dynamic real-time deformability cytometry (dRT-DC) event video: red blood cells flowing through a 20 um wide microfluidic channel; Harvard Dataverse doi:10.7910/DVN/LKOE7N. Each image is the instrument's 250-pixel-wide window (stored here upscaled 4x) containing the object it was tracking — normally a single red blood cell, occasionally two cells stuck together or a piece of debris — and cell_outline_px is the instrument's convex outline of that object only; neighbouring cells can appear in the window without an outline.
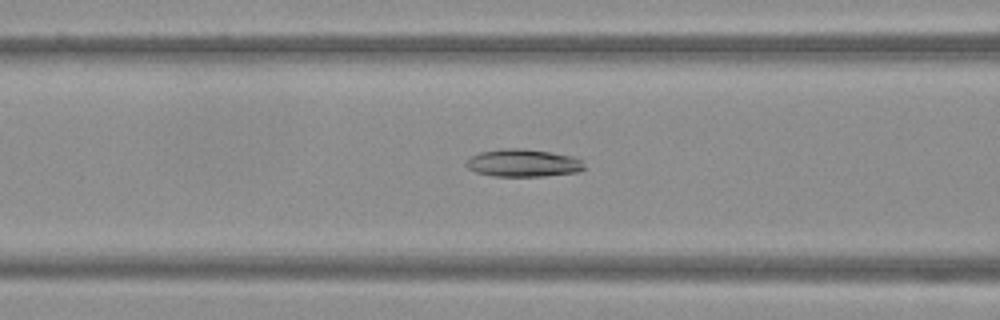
{"species": "Egyptian fruit bat (a non-hibernating species)", "species_latin": "Rousettus aegyptiacus", "temperature_condition": "warm", "stored_images_in_passage": 51, "camera_frame_rate_fps": 3000, "um_per_image_px": 0.085, "frame": {"image": 1, "passage_image": 21, "time_ms": 6.667, "image_size_px": [1000, 320], "cell_outline_px": [[584, 168], [580, 172], [544, 176], [492, 176], [476, 172], [468, 168], [464, 164], [468, 156], [480, 152], [500, 148], [520, 148], [548, 152], [572, 156], [584, 160]], "centroid_in_image_um": [44.44, 13.85], "position_along_channel_um": 122.2, "area_um2": 19.25}}
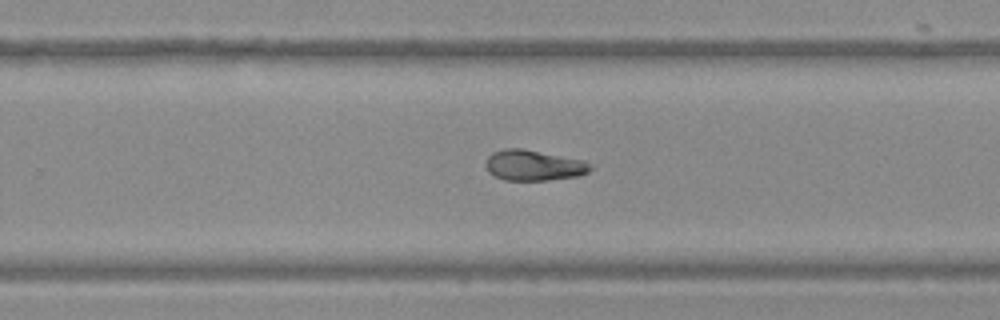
{"frame": {"image": 2, "passage_image": 33, "time_ms": 10.667, "image_size_px": [1000, 320], "cell_outline_px": [[592, 168], [588, 172], [580, 176], [548, 180], [504, 180], [488, 172], [484, 164], [488, 156], [492, 152], [504, 148], [520, 148], [584, 160], [592, 164]], "centroid_in_image_um": [45.36, 14.05], "position_along_channel_um": 284.4, "area_um2": 18.79}}
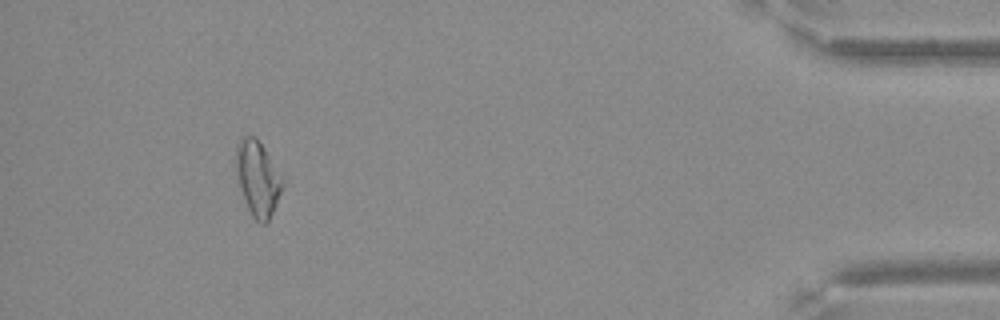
{"frame": {"image": 3, "passage_image": 47, "time_ms": 15.333, "image_size_px": [1000, 320], "cell_outline_px": [[288, 180], [268, 220], [264, 224], [260, 224], [252, 216], [244, 200], [240, 188], [236, 168], [236, 144], [244, 136], [256, 136]], "centroid_in_image_um": [21.97, 15.14], "position_along_channel_um": 413.2, "area_um2": 20.87}}